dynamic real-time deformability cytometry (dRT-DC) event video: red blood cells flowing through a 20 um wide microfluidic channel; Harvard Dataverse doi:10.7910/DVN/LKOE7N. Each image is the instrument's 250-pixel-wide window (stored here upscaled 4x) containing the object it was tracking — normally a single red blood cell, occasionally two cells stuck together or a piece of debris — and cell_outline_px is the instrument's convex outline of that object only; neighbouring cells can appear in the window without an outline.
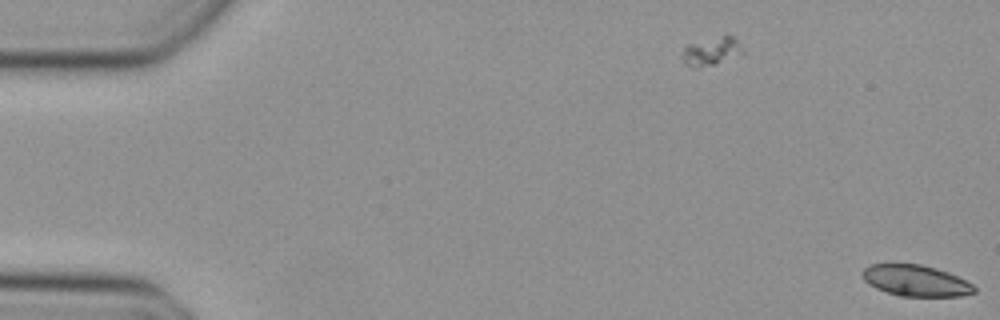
{"species": "Egyptian fruit bat (a non-hibernating species)", "species_latin": "Rousettus aegyptiacus", "temperature_condition": "cold", "stored_images_in_passage": 3, "camera_frame_rate_fps": 3000, "um_per_image_px": 0.085, "animal": {"sex": "female"}, "frame": {"image": 1, "passage_image": 3, "time_ms": 0.667, "image_size_px": [1000, 320], "cell_outline_px": [[976, 292], [960, 296], [900, 296], [876, 288], [868, 284], [860, 276], [860, 272], [864, 268], [872, 264], [920, 264], [936, 268], [948, 272], [972, 284], [976, 288]], "centroid_in_image_um": [77.81, 23.85], "position_along_channel_um": 7.2, "area_um2": 20.29}}